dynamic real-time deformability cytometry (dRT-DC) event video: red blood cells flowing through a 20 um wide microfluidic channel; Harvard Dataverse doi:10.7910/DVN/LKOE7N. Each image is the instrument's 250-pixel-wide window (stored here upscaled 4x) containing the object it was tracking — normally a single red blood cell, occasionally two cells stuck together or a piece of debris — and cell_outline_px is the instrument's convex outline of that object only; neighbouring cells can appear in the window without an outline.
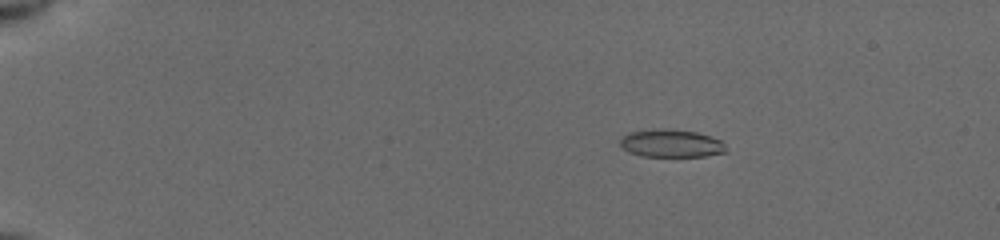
{"species": "common noctule bat (a hibernating species)", "species_latin": "Nyctalus noctula", "temperature_condition": "cold", "stored_images_in_passage": 43, "camera_frame_rate_fps": 3000, "um_per_image_px": 0.085, "animal": {"sex": "female", "body_mass_g": 19.5, "forearm_length_mm": 54.1}, "frame": {"image": 1, "passage_image": 9, "time_ms": 3.0, "image_size_px": [1000, 240], "cell_outline_px": [[728, 152], [704, 156], [640, 156], [628, 152], [620, 148], [620, 140], [628, 132], [664, 128], [696, 132], [720, 140], [724, 144]], "centroid_in_image_um": [57.02, 12.19], "position_along_channel_um": 28.0, "area_um2": 17.17}}
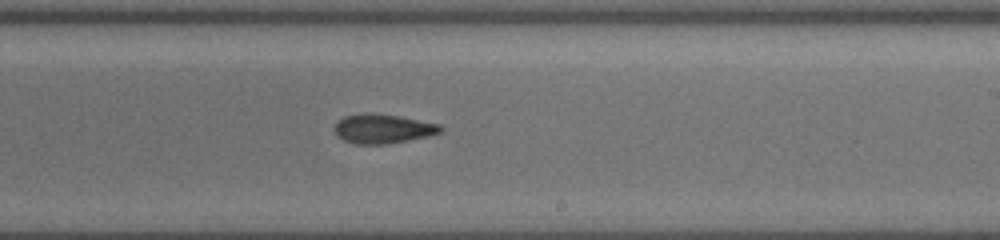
{"frame": {"image": 2, "passage_image": 28, "time_ms": 11.333, "image_size_px": [1000, 240], "cell_outline_px": [[444, 128], [440, 132], [428, 136], [388, 144], [356, 144], [344, 140], [336, 136], [336, 124], [344, 116], [364, 112], [396, 116], [440, 124]], "centroid_in_image_um": [32.54, 10.95], "position_along_channel_um": 256.5, "area_um2": 17.86}}
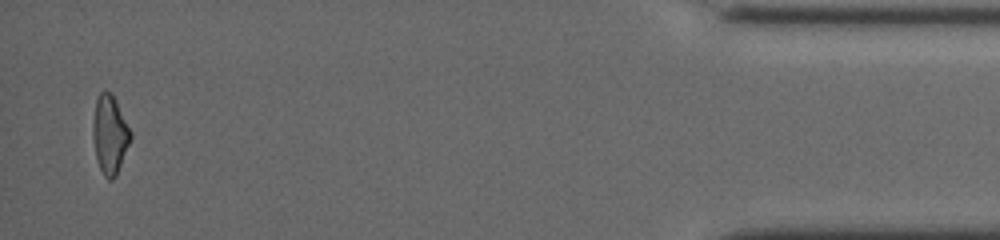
{"frame": {"image": 3, "passage_image": 43, "time_ms": 17.333, "image_size_px": [1000, 240], "cell_outline_px": [[132, 136], [116, 176], [112, 180], [108, 180], [104, 176], [96, 160], [92, 136], [92, 124], [96, 100], [100, 92], [112, 92], [132, 132]], "centroid_in_image_um": [9.33, 11.44], "position_along_channel_um": 425.9, "area_um2": 17.34}, "authors_computed_cell_mechanics": {"area_um2": 17.8602, "velocity_mm_per_s": 3.9489, "shape_relaxation_time_tau1_ms": null, "shape_relaxation_time_tau2_ms": 3.1766, "deformation_change_tau1": null, "deformation_change_tau2": 0.1159}}